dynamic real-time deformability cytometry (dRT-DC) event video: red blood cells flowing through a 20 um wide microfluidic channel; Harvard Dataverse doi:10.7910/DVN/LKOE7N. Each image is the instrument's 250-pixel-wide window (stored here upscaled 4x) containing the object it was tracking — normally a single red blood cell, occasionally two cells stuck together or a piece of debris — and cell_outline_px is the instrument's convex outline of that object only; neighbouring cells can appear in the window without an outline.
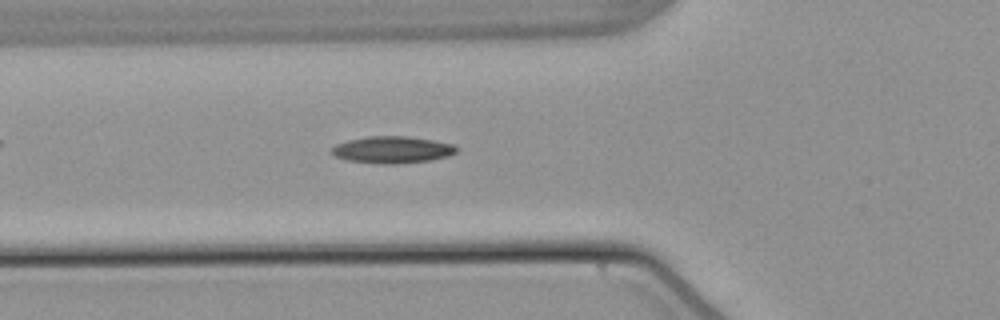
{"species": "common noctule bat (a hibernating species)", "species_latin": "Nyctalus noctula", "temperature_condition": "warm", "stored_images_in_passage": 54, "camera_frame_rate_fps": 3000, "um_per_image_px": 0.085, "animal": {"sex": "male", "body_mass_g": 21.5, "forearm_length_mm": 52.0}, "frame": {"image": 1, "passage_image": 19, "time_ms": 6.0, "image_size_px": [1000, 320], "cell_outline_px": [[460, 148], [456, 152], [448, 156], [428, 160], [392, 164], [380, 164], [348, 160], [336, 156], [328, 152], [336, 144], [348, 140], [368, 136], [408, 136], [432, 140], [452, 144]], "centroid_in_image_um": [33.33, 12.72], "position_along_channel_um": 92.5, "area_um2": 19.48}}
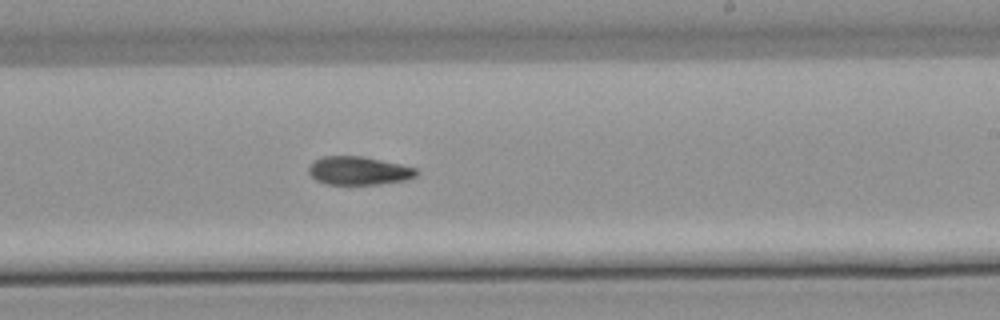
{"frame": {"image": 2, "passage_image": 32, "time_ms": 10.333, "image_size_px": [1000, 320], "cell_outline_px": [[416, 176], [404, 180], [380, 184], [324, 184], [316, 180], [308, 172], [308, 168], [316, 160], [324, 156], [364, 156], [400, 164], [416, 168]], "centroid_in_image_um": [30.48, 14.51], "position_along_channel_um": 258.5, "area_um2": 17.63}}
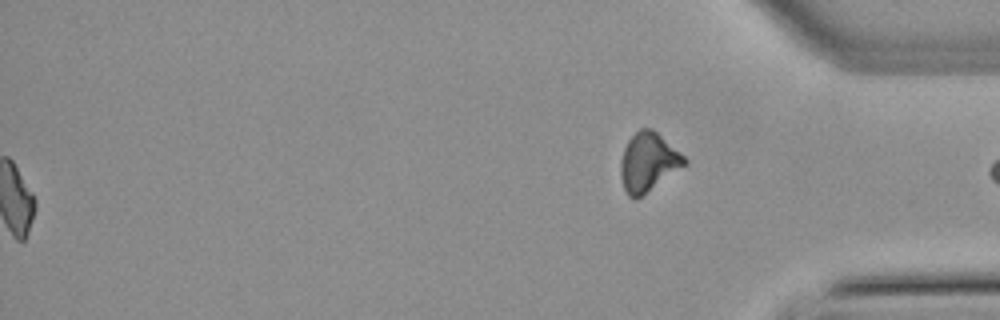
{"frame": {"image": 3, "passage_image": 54, "time_ms": 17.667, "image_size_px": [1000, 320], "cell_outline_px": [[688, 164], [636, 200], [628, 196], [624, 188], [620, 176], [620, 160], [624, 148], [628, 140], [640, 128], [652, 128], [680, 152], [688, 160]], "centroid_in_image_um": [55.1, 13.8], "position_along_channel_um": 380.1, "area_um2": 21.96}, "authors_computed_cell_mechanics": {"area_um2": 17.8024, "velocity_mm_per_s": 3.8317, "shape_relaxation_time_tau1_ms": 10.8076, "shape_relaxation_time_tau2_ms": null, "deformation_change_tau1": 0.2356, "deformation_change_tau2": null}}